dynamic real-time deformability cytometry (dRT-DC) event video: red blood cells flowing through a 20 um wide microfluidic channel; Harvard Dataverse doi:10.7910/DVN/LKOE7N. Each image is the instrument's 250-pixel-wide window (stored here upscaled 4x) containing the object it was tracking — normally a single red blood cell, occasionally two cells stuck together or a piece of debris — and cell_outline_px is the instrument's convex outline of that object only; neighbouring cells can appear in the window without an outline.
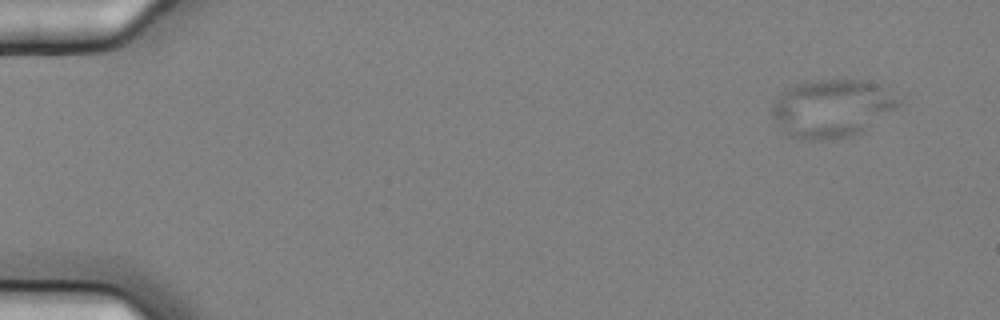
{"species": "common noctule bat (a hibernating species)", "species_latin": "Nyctalus noctula", "temperature_condition": "cold", "stored_images_in_passage": 5, "camera_frame_rate_fps": 3000, "um_per_image_px": 0.085, "animal": {"sex": "female", "body_mass_g": 25.1}, "frame": {"image": 1, "passage_image": 1, "time_ms": 0.0, "image_size_px": [1000, 320], "cell_outline_px": [[900, 104], [896, 108], [864, 132], [852, 136], [824, 140], [804, 140], [788, 136], [772, 116], [772, 104], [788, 88], [804, 80], [868, 80], [884, 88], [900, 100]], "centroid_in_image_um": [70.71, 9.22], "position_along_channel_um": 14.3, "area_um2": 42.71}}
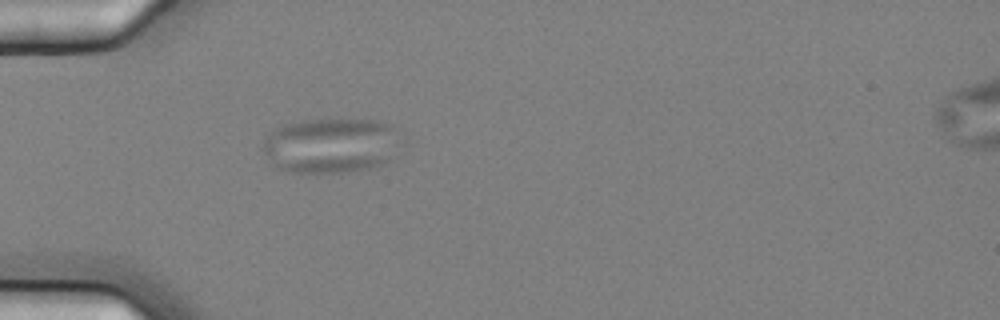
{"frame": {"image": 2, "passage_image": 5, "time_ms": 1.333, "image_size_px": [1000, 320], "cell_outline_px": [[396, 128], [388, 156], [384, 164], [368, 168], [340, 172], [292, 172], [276, 168], [268, 164], [260, 148], [264, 140], [280, 124], [300, 120], [372, 120], [392, 124]], "centroid_in_image_um": [27.92, 12.36], "position_along_channel_um": 57.1, "area_um2": 43.58}}